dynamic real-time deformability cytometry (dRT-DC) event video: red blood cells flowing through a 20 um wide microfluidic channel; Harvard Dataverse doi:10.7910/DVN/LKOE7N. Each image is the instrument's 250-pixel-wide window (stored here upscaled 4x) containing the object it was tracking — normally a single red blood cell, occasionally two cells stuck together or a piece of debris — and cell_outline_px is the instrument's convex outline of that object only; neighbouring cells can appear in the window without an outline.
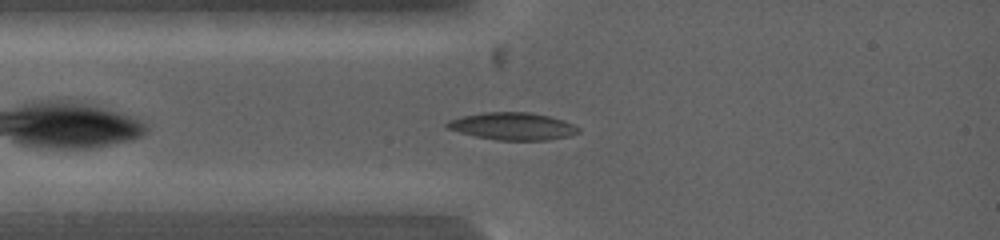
{"species": "common noctule bat (a hibernating species)", "species_latin": "Nyctalus noctula", "temperature_condition": "warm", "stored_images_in_passage": 10, "camera_frame_rate_fps": 5000, "um_per_image_px": 0.085, "animal": {"sex": "female", "body_mass_g": 19.0, "forearm_length_mm": 53.3}, "frame": {"image": 1, "passage_image": 4, "time_ms": 1.4, "image_size_px": [1000, 240], "cell_outline_px": [[580, 132], [568, 136], [548, 140], [496, 140], [476, 136], [460, 132], [448, 128], [444, 124], [448, 120], [460, 116], [484, 112], [528, 112], [548, 116], [564, 120], [580, 128]], "centroid_in_image_um": [43.56, 10.72], "position_along_channel_um": 41.4, "area_um2": 20.92}}
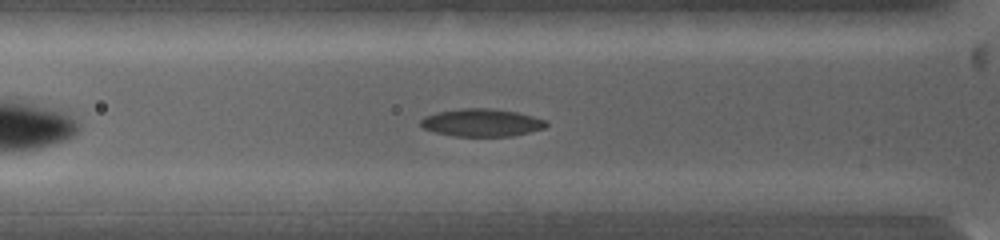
{"frame": {"image": 2, "passage_image": 7, "time_ms": 2.6, "image_size_px": [1000, 240], "cell_outline_px": [[548, 124], [544, 128], [512, 136], [452, 136], [436, 132], [424, 128], [420, 124], [420, 120], [424, 116], [436, 112], [460, 108], [492, 108], [516, 112], [548, 120]], "centroid_in_image_um": [40.93, 10.41], "position_along_channel_um": 84.9, "area_um2": 20.29}}
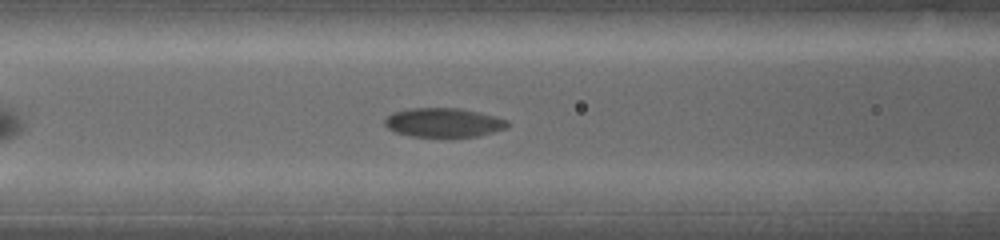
{"frame": {"image": 3, "passage_image": 10, "time_ms": 3.8, "image_size_px": [1000, 240], "cell_outline_px": [[512, 124], [508, 128], [476, 136], [412, 136], [396, 132], [388, 128], [384, 124], [384, 120], [392, 112], [408, 108], [460, 108], [480, 112], [496, 116], [508, 120]], "centroid_in_image_um": [37.74, 10.4], "position_along_channel_um": 128.9, "area_um2": 20.87}}